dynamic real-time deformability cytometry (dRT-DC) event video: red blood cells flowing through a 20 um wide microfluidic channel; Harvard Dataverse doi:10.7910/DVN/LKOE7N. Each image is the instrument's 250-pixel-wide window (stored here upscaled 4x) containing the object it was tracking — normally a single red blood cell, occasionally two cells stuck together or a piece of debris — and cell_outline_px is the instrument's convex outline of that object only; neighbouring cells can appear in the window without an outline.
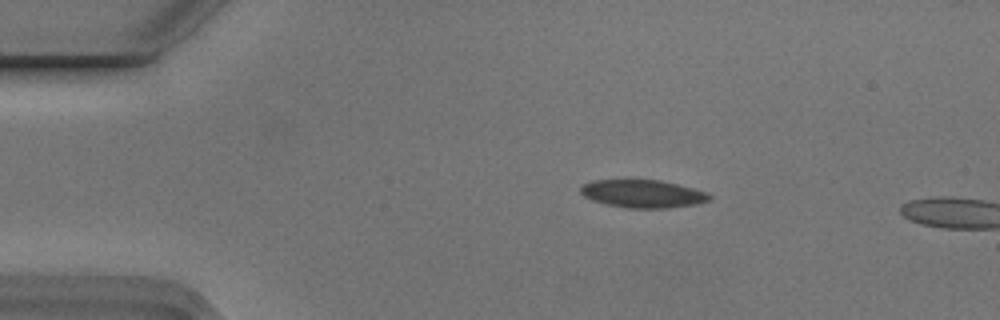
{"species": "Egyptian fruit bat (a non-hibernating species)", "species_latin": "Rousettus aegyptiacus", "temperature_condition": "cold", "stored_images_in_passage": 3, "camera_frame_rate_fps": 3000, "um_per_image_px": 0.085, "animal": {"sex": "male"}, "frame": {"image": 1, "passage_image": 2, "time_ms": 0.333, "image_size_px": [1000, 320], "cell_outline_px": [[712, 196], [708, 200], [696, 204], [668, 208], [628, 208], [608, 204], [592, 200], [584, 196], [580, 192], [580, 188], [584, 184], [592, 180], [628, 176], [632, 176], [660, 180], [692, 188], [704, 192]], "centroid_in_image_um": [54.55, 16.41], "position_along_channel_um": 30.5, "area_um2": 21.68}}